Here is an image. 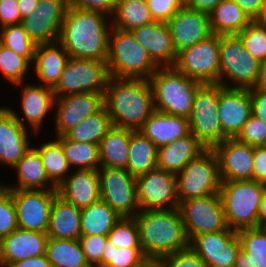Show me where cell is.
<instances>
[{
    "label": "cell",
    "mask_w": 266,
    "mask_h": 267,
    "mask_svg": "<svg viewBox=\"0 0 266 267\" xmlns=\"http://www.w3.org/2000/svg\"><path fill=\"white\" fill-rule=\"evenodd\" d=\"M266 184L255 180L221 181V197L228 228L258 227V211Z\"/></svg>",
    "instance_id": "obj_6"
},
{
    "label": "cell",
    "mask_w": 266,
    "mask_h": 267,
    "mask_svg": "<svg viewBox=\"0 0 266 267\" xmlns=\"http://www.w3.org/2000/svg\"><path fill=\"white\" fill-rule=\"evenodd\" d=\"M253 180L266 184V146L254 147Z\"/></svg>",
    "instance_id": "obj_54"
},
{
    "label": "cell",
    "mask_w": 266,
    "mask_h": 267,
    "mask_svg": "<svg viewBox=\"0 0 266 267\" xmlns=\"http://www.w3.org/2000/svg\"><path fill=\"white\" fill-rule=\"evenodd\" d=\"M236 139L253 147L266 146V124L251 115Z\"/></svg>",
    "instance_id": "obj_48"
},
{
    "label": "cell",
    "mask_w": 266,
    "mask_h": 267,
    "mask_svg": "<svg viewBox=\"0 0 266 267\" xmlns=\"http://www.w3.org/2000/svg\"><path fill=\"white\" fill-rule=\"evenodd\" d=\"M69 4V0H39L35 11L21 22L28 37L36 45L58 42Z\"/></svg>",
    "instance_id": "obj_16"
},
{
    "label": "cell",
    "mask_w": 266,
    "mask_h": 267,
    "mask_svg": "<svg viewBox=\"0 0 266 267\" xmlns=\"http://www.w3.org/2000/svg\"><path fill=\"white\" fill-rule=\"evenodd\" d=\"M154 21L168 22L180 8L185 6V0H146Z\"/></svg>",
    "instance_id": "obj_50"
},
{
    "label": "cell",
    "mask_w": 266,
    "mask_h": 267,
    "mask_svg": "<svg viewBox=\"0 0 266 267\" xmlns=\"http://www.w3.org/2000/svg\"><path fill=\"white\" fill-rule=\"evenodd\" d=\"M113 127L112 120L104 106L99 112L90 115L72 128L65 136L72 141L99 145L100 141Z\"/></svg>",
    "instance_id": "obj_37"
},
{
    "label": "cell",
    "mask_w": 266,
    "mask_h": 267,
    "mask_svg": "<svg viewBox=\"0 0 266 267\" xmlns=\"http://www.w3.org/2000/svg\"><path fill=\"white\" fill-rule=\"evenodd\" d=\"M30 65L25 57L0 43V71L12 84L22 85Z\"/></svg>",
    "instance_id": "obj_44"
},
{
    "label": "cell",
    "mask_w": 266,
    "mask_h": 267,
    "mask_svg": "<svg viewBox=\"0 0 266 267\" xmlns=\"http://www.w3.org/2000/svg\"><path fill=\"white\" fill-rule=\"evenodd\" d=\"M134 219L138 225L140 244L147 259L163 256L189 247L179 208L139 211Z\"/></svg>",
    "instance_id": "obj_3"
},
{
    "label": "cell",
    "mask_w": 266,
    "mask_h": 267,
    "mask_svg": "<svg viewBox=\"0 0 266 267\" xmlns=\"http://www.w3.org/2000/svg\"><path fill=\"white\" fill-rule=\"evenodd\" d=\"M136 185L140 211L179 208L175 174L155 168L136 177Z\"/></svg>",
    "instance_id": "obj_15"
},
{
    "label": "cell",
    "mask_w": 266,
    "mask_h": 267,
    "mask_svg": "<svg viewBox=\"0 0 266 267\" xmlns=\"http://www.w3.org/2000/svg\"><path fill=\"white\" fill-rule=\"evenodd\" d=\"M140 267H165L160 260L147 259Z\"/></svg>",
    "instance_id": "obj_63"
},
{
    "label": "cell",
    "mask_w": 266,
    "mask_h": 267,
    "mask_svg": "<svg viewBox=\"0 0 266 267\" xmlns=\"http://www.w3.org/2000/svg\"><path fill=\"white\" fill-rule=\"evenodd\" d=\"M57 194L79 209L90 206L100 199L98 169H77L57 187Z\"/></svg>",
    "instance_id": "obj_25"
},
{
    "label": "cell",
    "mask_w": 266,
    "mask_h": 267,
    "mask_svg": "<svg viewBox=\"0 0 266 267\" xmlns=\"http://www.w3.org/2000/svg\"><path fill=\"white\" fill-rule=\"evenodd\" d=\"M35 149L40 154L49 180L52 181L50 182L52 183L51 188H57L65 180V174H68L67 171L71 167L61 143L56 139V141L45 143L39 148L35 147Z\"/></svg>",
    "instance_id": "obj_39"
},
{
    "label": "cell",
    "mask_w": 266,
    "mask_h": 267,
    "mask_svg": "<svg viewBox=\"0 0 266 267\" xmlns=\"http://www.w3.org/2000/svg\"><path fill=\"white\" fill-rule=\"evenodd\" d=\"M173 67L202 84H219V35L212 34L205 40L179 51Z\"/></svg>",
    "instance_id": "obj_11"
},
{
    "label": "cell",
    "mask_w": 266,
    "mask_h": 267,
    "mask_svg": "<svg viewBox=\"0 0 266 267\" xmlns=\"http://www.w3.org/2000/svg\"><path fill=\"white\" fill-rule=\"evenodd\" d=\"M46 232L17 228L0 240V267L46 254Z\"/></svg>",
    "instance_id": "obj_24"
},
{
    "label": "cell",
    "mask_w": 266,
    "mask_h": 267,
    "mask_svg": "<svg viewBox=\"0 0 266 267\" xmlns=\"http://www.w3.org/2000/svg\"><path fill=\"white\" fill-rule=\"evenodd\" d=\"M257 21L266 23V0H263L262 2L260 17L257 19Z\"/></svg>",
    "instance_id": "obj_64"
},
{
    "label": "cell",
    "mask_w": 266,
    "mask_h": 267,
    "mask_svg": "<svg viewBox=\"0 0 266 267\" xmlns=\"http://www.w3.org/2000/svg\"><path fill=\"white\" fill-rule=\"evenodd\" d=\"M107 235L80 236L79 241L90 267H97L102 260Z\"/></svg>",
    "instance_id": "obj_49"
},
{
    "label": "cell",
    "mask_w": 266,
    "mask_h": 267,
    "mask_svg": "<svg viewBox=\"0 0 266 267\" xmlns=\"http://www.w3.org/2000/svg\"><path fill=\"white\" fill-rule=\"evenodd\" d=\"M165 267H207V264L190 248L163 256Z\"/></svg>",
    "instance_id": "obj_51"
},
{
    "label": "cell",
    "mask_w": 266,
    "mask_h": 267,
    "mask_svg": "<svg viewBox=\"0 0 266 267\" xmlns=\"http://www.w3.org/2000/svg\"><path fill=\"white\" fill-rule=\"evenodd\" d=\"M238 36L254 58L259 62L266 59V23L253 20Z\"/></svg>",
    "instance_id": "obj_45"
},
{
    "label": "cell",
    "mask_w": 266,
    "mask_h": 267,
    "mask_svg": "<svg viewBox=\"0 0 266 267\" xmlns=\"http://www.w3.org/2000/svg\"><path fill=\"white\" fill-rule=\"evenodd\" d=\"M109 34L107 66L113 78L147 79L159 68L131 31L112 27Z\"/></svg>",
    "instance_id": "obj_5"
},
{
    "label": "cell",
    "mask_w": 266,
    "mask_h": 267,
    "mask_svg": "<svg viewBox=\"0 0 266 267\" xmlns=\"http://www.w3.org/2000/svg\"><path fill=\"white\" fill-rule=\"evenodd\" d=\"M213 150L219 160L221 181L253 180V146L236 138H226Z\"/></svg>",
    "instance_id": "obj_18"
},
{
    "label": "cell",
    "mask_w": 266,
    "mask_h": 267,
    "mask_svg": "<svg viewBox=\"0 0 266 267\" xmlns=\"http://www.w3.org/2000/svg\"><path fill=\"white\" fill-rule=\"evenodd\" d=\"M252 20L260 17L263 0H233Z\"/></svg>",
    "instance_id": "obj_56"
},
{
    "label": "cell",
    "mask_w": 266,
    "mask_h": 267,
    "mask_svg": "<svg viewBox=\"0 0 266 267\" xmlns=\"http://www.w3.org/2000/svg\"><path fill=\"white\" fill-rule=\"evenodd\" d=\"M22 111L34 131L40 129L48 110L55 105L52 87L27 84L22 89Z\"/></svg>",
    "instance_id": "obj_30"
},
{
    "label": "cell",
    "mask_w": 266,
    "mask_h": 267,
    "mask_svg": "<svg viewBox=\"0 0 266 267\" xmlns=\"http://www.w3.org/2000/svg\"><path fill=\"white\" fill-rule=\"evenodd\" d=\"M49 238L77 240L81 236V209L57 195L51 206Z\"/></svg>",
    "instance_id": "obj_28"
},
{
    "label": "cell",
    "mask_w": 266,
    "mask_h": 267,
    "mask_svg": "<svg viewBox=\"0 0 266 267\" xmlns=\"http://www.w3.org/2000/svg\"><path fill=\"white\" fill-rule=\"evenodd\" d=\"M157 148L190 133L189 118L154 111L138 130Z\"/></svg>",
    "instance_id": "obj_26"
},
{
    "label": "cell",
    "mask_w": 266,
    "mask_h": 267,
    "mask_svg": "<svg viewBox=\"0 0 266 267\" xmlns=\"http://www.w3.org/2000/svg\"><path fill=\"white\" fill-rule=\"evenodd\" d=\"M18 228L17 215L11 193L0 185V240Z\"/></svg>",
    "instance_id": "obj_47"
},
{
    "label": "cell",
    "mask_w": 266,
    "mask_h": 267,
    "mask_svg": "<svg viewBox=\"0 0 266 267\" xmlns=\"http://www.w3.org/2000/svg\"><path fill=\"white\" fill-rule=\"evenodd\" d=\"M0 43L25 57L29 62L34 61L36 44L28 37L21 23L2 27Z\"/></svg>",
    "instance_id": "obj_42"
},
{
    "label": "cell",
    "mask_w": 266,
    "mask_h": 267,
    "mask_svg": "<svg viewBox=\"0 0 266 267\" xmlns=\"http://www.w3.org/2000/svg\"><path fill=\"white\" fill-rule=\"evenodd\" d=\"M105 16L104 13L69 4L58 42L71 58L107 61L112 25L110 24L108 31Z\"/></svg>",
    "instance_id": "obj_1"
},
{
    "label": "cell",
    "mask_w": 266,
    "mask_h": 267,
    "mask_svg": "<svg viewBox=\"0 0 266 267\" xmlns=\"http://www.w3.org/2000/svg\"><path fill=\"white\" fill-rule=\"evenodd\" d=\"M107 237L117 248L141 247L139 229L134 217H121Z\"/></svg>",
    "instance_id": "obj_46"
},
{
    "label": "cell",
    "mask_w": 266,
    "mask_h": 267,
    "mask_svg": "<svg viewBox=\"0 0 266 267\" xmlns=\"http://www.w3.org/2000/svg\"><path fill=\"white\" fill-rule=\"evenodd\" d=\"M206 148L190 132L157 150V168L177 175L191 160Z\"/></svg>",
    "instance_id": "obj_27"
},
{
    "label": "cell",
    "mask_w": 266,
    "mask_h": 267,
    "mask_svg": "<svg viewBox=\"0 0 266 267\" xmlns=\"http://www.w3.org/2000/svg\"><path fill=\"white\" fill-rule=\"evenodd\" d=\"M109 77L105 61L70 57L58 82L52 89L55 97L78 93L105 94Z\"/></svg>",
    "instance_id": "obj_10"
},
{
    "label": "cell",
    "mask_w": 266,
    "mask_h": 267,
    "mask_svg": "<svg viewBox=\"0 0 266 267\" xmlns=\"http://www.w3.org/2000/svg\"><path fill=\"white\" fill-rule=\"evenodd\" d=\"M131 33L158 67L174 66L177 52L166 22L153 21L132 29Z\"/></svg>",
    "instance_id": "obj_23"
},
{
    "label": "cell",
    "mask_w": 266,
    "mask_h": 267,
    "mask_svg": "<svg viewBox=\"0 0 266 267\" xmlns=\"http://www.w3.org/2000/svg\"><path fill=\"white\" fill-rule=\"evenodd\" d=\"M258 227L266 228V190L262 196L258 211Z\"/></svg>",
    "instance_id": "obj_62"
},
{
    "label": "cell",
    "mask_w": 266,
    "mask_h": 267,
    "mask_svg": "<svg viewBox=\"0 0 266 267\" xmlns=\"http://www.w3.org/2000/svg\"><path fill=\"white\" fill-rule=\"evenodd\" d=\"M221 1L222 0H185V6L193 10L210 14Z\"/></svg>",
    "instance_id": "obj_57"
},
{
    "label": "cell",
    "mask_w": 266,
    "mask_h": 267,
    "mask_svg": "<svg viewBox=\"0 0 266 267\" xmlns=\"http://www.w3.org/2000/svg\"><path fill=\"white\" fill-rule=\"evenodd\" d=\"M233 267H257L252 261L251 255L240 248Z\"/></svg>",
    "instance_id": "obj_60"
},
{
    "label": "cell",
    "mask_w": 266,
    "mask_h": 267,
    "mask_svg": "<svg viewBox=\"0 0 266 267\" xmlns=\"http://www.w3.org/2000/svg\"><path fill=\"white\" fill-rule=\"evenodd\" d=\"M189 247L207 267H233L241 248L237 231L230 228L193 236Z\"/></svg>",
    "instance_id": "obj_17"
},
{
    "label": "cell",
    "mask_w": 266,
    "mask_h": 267,
    "mask_svg": "<svg viewBox=\"0 0 266 267\" xmlns=\"http://www.w3.org/2000/svg\"><path fill=\"white\" fill-rule=\"evenodd\" d=\"M167 25L177 53L213 34L210 15L186 6L180 8Z\"/></svg>",
    "instance_id": "obj_21"
},
{
    "label": "cell",
    "mask_w": 266,
    "mask_h": 267,
    "mask_svg": "<svg viewBox=\"0 0 266 267\" xmlns=\"http://www.w3.org/2000/svg\"><path fill=\"white\" fill-rule=\"evenodd\" d=\"M220 79L225 88L250 89L258 78L260 62L245 50L238 35H219ZM227 77L233 86H227L222 80ZM236 84V85H235Z\"/></svg>",
    "instance_id": "obj_8"
},
{
    "label": "cell",
    "mask_w": 266,
    "mask_h": 267,
    "mask_svg": "<svg viewBox=\"0 0 266 267\" xmlns=\"http://www.w3.org/2000/svg\"><path fill=\"white\" fill-rule=\"evenodd\" d=\"M210 15V27L216 35H238L253 20L233 0H222Z\"/></svg>",
    "instance_id": "obj_31"
},
{
    "label": "cell",
    "mask_w": 266,
    "mask_h": 267,
    "mask_svg": "<svg viewBox=\"0 0 266 267\" xmlns=\"http://www.w3.org/2000/svg\"><path fill=\"white\" fill-rule=\"evenodd\" d=\"M218 113L223 134L236 138L252 115L249 89L225 88L219 84Z\"/></svg>",
    "instance_id": "obj_19"
},
{
    "label": "cell",
    "mask_w": 266,
    "mask_h": 267,
    "mask_svg": "<svg viewBox=\"0 0 266 267\" xmlns=\"http://www.w3.org/2000/svg\"><path fill=\"white\" fill-rule=\"evenodd\" d=\"M56 139L61 143L70 166H78V169H99V145L72 141L65 135L59 136Z\"/></svg>",
    "instance_id": "obj_40"
},
{
    "label": "cell",
    "mask_w": 266,
    "mask_h": 267,
    "mask_svg": "<svg viewBox=\"0 0 266 267\" xmlns=\"http://www.w3.org/2000/svg\"><path fill=\"white\" fill-rule=\"evenodd\" d=\"M179 210L189 240L198 234L228 229L219 193L181 201Z\"/></svg>",
    "instance_id": "obj_13"
},
{
    "label": "cell",
    "mask_w": 266,
    "mask_h": 267,
    "mask_svg": "<svg viewBox=\"0 0 266 267\" xmlns=\"http://www.w3.org/2000/svg\"><path fill=\"white\" fill-rule=\"evenodd\" d=\"M70 5L84 10L113 15L118 0H69Z\"/></svg>",
    "instance_id": "obj_52"
},
{
    "label": "cell",
    "mask_w": 266,
    "mask_h": 267,
    "mask_svg": "<svg viewBox=\"0 0 266 267\" xmlns=\"http://www.w3.org/2000/svg\"><path fill=\"white\" fill-rule=\"evenodd\" d=\"M113 15L112 27L123 31H131L154 21L146 0H118Z\"/></svg>",
    "instance_id": "obj_38"
},
{
    "label": "cell",
    "mask_w": 266,
    "mask_h": 267,
    "mask_svg": "<svg viewBox=\"0 0 266 267\" xmlns=\"http://www.w3.org/2000/svg\"><path fill=\"white\" fill-rule=\"evenodd\" d=\"M146 261L142 247L117 248L107 239L101 263L97 267H140Z\"/></svg>",
    "instance_id": "obj_41"
},
{
    "label": "cell",
    "mask_w": 266,
    "mask_h": 267,
    "mask_svg": "<svg viewBox=\"0 0 266 267\" xmlns=\"http://www.w3.org/2000/svg\"><path fill=\"white\" fill-rule=\"evenodd\" d=\"M120 218L108 203L99 199L81 209V236L107 235Z\"/></svg>",
    "instance_id": "obj_35"
},
{
    "label": "cell",
    "mask_w": 266,
    "mask_h": 267,
    "mask_svg": "<svg viewBox=\"0 0 266 267\" xmlns=\"http://www.w3.org/2000/svg\"><path fill=\"white\" fill-rule=\"evenodd\" d=\"M104 106L115 127L139 130L155 111L150 81L109 77Z\"/></svg>",
    "instance_id": "obj_2"
},
{
    "label": "cell",
    "mask_w": 266,
    "mask_h": 267,
    "mask_svg": "<svg viewBox=\"0 0 266 267\" xmlns=\"http://www.w3.org/2000/svg\"><path fill=\"white\" fill-rule=\"evenodd\" d=\"M39 4V0H18V8L21 19L26 18L31 12L35 11Z\"/></svg>",
    "instance_id": "obj_59"
},
{
    "label": "cell",
    "mask_w": 266,
    "mask_h": 267,
    "mask_svg": "<svg viewBox=\"0 0 266 267\" xmlns=\"http://www.w3.org/2000/svg\"><path fill=\"white\" fill-rule=\"evenodd\" d=\"M56 44H59L56 46ZM70 56L59 43L36 45L34 62L35 73L45 86L54 87L58 82Z\"/></svg>",
    "instance_id": "obj_29"
},
{
    "label": "cell",
    "mask_w": 266,
    "mask_h": 267,
    "mask_svg": "<svg viewBox=\"0 0 266 267\" xmlns=\"http://www.w3.org/2000/svg\"><path fill=\"white\" fill-rule=\"evenodd\" d=\"M46 256L51 267H90L79 239L48 238Z\"/></svg>",
    "instance_id": "obj_36"
},
{
    "label": "cell",
    "mask_w": 266,
    "mask_h": 267,
    "mask_svg": "<svg viewBox=\"0 0 266 267\" xmlns=\"http://www.w3.org/2000/svg\"><path fill=\"white\" fill-rule=\"evenodd\" d=\"M156 111L189 118L195 93L202 85L174 67H159L149 78Z\"/></svg>",
    "instance_id": "obj_4"
},
{
    "label": "cell",
    "mask_w": 266,
    "mask_h": 267,
    "mask_svg": "<svg viewBox=\"0 0 266 267\" xmlns=\"http://www.w3.org/2000/svg\"><path fill=\"white\" fill-rule=\"evenodd\" d=\"M220 184L218 157L213 149H206L176 175L178 201L217 194Z\"/></svg>",
    "instance_id": "obj_7"
},
{
    "label": "cell",
    "mask_w": 266,
    "mask_h": 267,
    "mask_svg": "<svg viewBox=\"0 0 266 267\" xmlns=\"http://www.w3.org/2000/svg\"><path fill=\"white\" fill-rule=\"evenodd\" d=\"M237 234L241 249L251 255L257 267H266V228L241 229Z\"/></svg>",
    "instance_id": "obj_43"
},
{
    "label": "cell",
    "mask_w": 266,
    "mask_h": 267,
    "mask_svg": "<svg viewBox=\"0 0 266 267\" xmlns=\"http://www.w3.org/2000/svg\"><path fill=\"white\" fill-rule=\"evenodd\" d=\"M21 22L18 0H4L0 2V24L2 27L20 24Z\"/></svg>",
    "instance_id": "obj_53"
},
{
    "label": "cell",
    "mask_w": 266,
    "mask_h": 267,
    "mask_svg": "<svg viewBox=\"0 0 266 267\" xmlns=\"http://www.w3.org/2000/svg\"><path fill=\"white\" fill-rule=\"evenodd\" d=\"M17 170L18 186H3L5 189L24 190H47L49 178L46 174L39 152L35 148H30L22 159L13 167ZM45 188V189H44Z\"/></svg>",
    "instance_id": "obj_34"
},
{
    "label": "cell",
    "mask_w": 266,
    "mask_h": 267,
    "mask_svg": "<svg viewBox=\"0 0 266 267\" xmlns=\"http://www.w3.org/2000/svg\"><path fill=\"white\" fill-rule=\"evenodd\" d=\"M25 122L12 109L0 107V162L12 168L31 148Z\"/></svg>",
    "instance_id": "obj_22"
},
{
    "label": "cell",
    "mask_w": 266,
    "mask_h": 267,
    "mask_svg": "<svg viewBox=\"0 0 266 267\" xmlns=\"http://www.w3.org/2000/svg\"><path fill=\"white\" fill-rule=\"evenodd\" d=\"M5 267H51L46 254L26 258Z\"/></svg>",
    "instance_id": "obj_58"
},
{
    "label": "cell",
    "mask_w": 266,
    "mask_h": 267,
    "mask_svg": "<svg viewBox=\"0 0 266 267\" xmlns=\"http://www.w3.org/2000/svg\"><path fill=\"white\" fill-rule=\"evenodd\" d=\"M13 198L18 227L46 232L49 227L51 206L58 195L57 188L48 190L7 189Z\"/></svg>",
    "instance_id": "obj_14"
},
{
    "label": "cell",
    "mask_w": 266,
    "mask_h": 267,
    "mask_svg": "<svg viewBox=\"0 0 266 267\" xmlns=\"http://www.w3.org/2000/svg\"><path fill=\"white\" fill-rule=\"evenodd\" d=\"M58 104L56 114L57 137L65 135L85 118L104 107V94L78 93L55 98Z\"/></svg>",
    "instance_id": "obj_20"
},
{
    "label": "cell",
    "mask_w": 266,
    "mask_h": 267,
    "mask_svg": "<svg viewBox=\"0 0 266 267\" xmlns=\"http://www.w3.org/2000/svg\"><path fill=\"white\" fill-rule=\"evenodd\" d=\"M249 92L252 102V115L266 124V92L254 88H250Z\"/></svg>",
    "instance_id": "obj_55"
},
{
    "label": "cell",
    "mask_w": 266,
    "mask_h": 267,
    "mask_svg": "<svg viewBox=\"0 0 266 267\" xmlns=\"http://www.w3.org/2000/svg\"><path fill=\"white\" fill-rule=\"evenodd\" d=\"M156 145L141 132L131 130L127 170L134 177L157 168Z\"/></svg>",
    "instance_id": "obj_33"
},
{
    "label": "cell",
    "mask_w": 266,
    "mask_h": 267,
    "mask_svg": "<svg viewBox=\"0 0 266 267\" xmlns=\"http://www.w3.org/2000/svg\"><path fill=\"white\" fill-rule=\"evenodd\" d=\"M253 88L266 92V59L260 62L258 78Z\"/></svg>",
    "instance_id": "obj_61"
},
{
    "label": "cell",
    "mask_w": 266,
    "mask_h": 267,
    "mask_svg": "<svg viewBox=\"0 0 266 267\" xmlns=\"http://www.w3.org/2000/svg\"><path fill=\"white\" fill-rule=\"evenodd\" d=\"M98 174L100 199L108 203L121 217H134L140 211L136 177L127 169L105 166L99 167Z\"/></svg>",
    "instance_id": "obj_12"
},
{
    "label": "cell",
    "mask_w": 266,
    "mask_h": 267,
    "mask_svg": "<svg viewBox=\"0 0 266 267\" xmlns=\"http://www.w3.org/2000/svg\"><path fill=\"white\" fill-rule=\"evenodd\" d=\"M131 129L113 127L99 143L100 166L127 168Z\"/></svg>",
    "instance_id": "obj_32"
},
{
    "label": "cell",
    "mask_w": 266,
    "mask_h": 267,
    "mask_svg": "<svg viewBox=\"0 0 266 267\" xmlns=\"http://www.w3.org/2000/svg\"><path fill=\"white\" fill-rule=\"evenodd\" d=\"M219 84H202L195 93L189 117L190 132L206 148L213 149L227 137L218 113Z\"/></svg>",
    "instance_id": "obj_9"
}]
</instances>
